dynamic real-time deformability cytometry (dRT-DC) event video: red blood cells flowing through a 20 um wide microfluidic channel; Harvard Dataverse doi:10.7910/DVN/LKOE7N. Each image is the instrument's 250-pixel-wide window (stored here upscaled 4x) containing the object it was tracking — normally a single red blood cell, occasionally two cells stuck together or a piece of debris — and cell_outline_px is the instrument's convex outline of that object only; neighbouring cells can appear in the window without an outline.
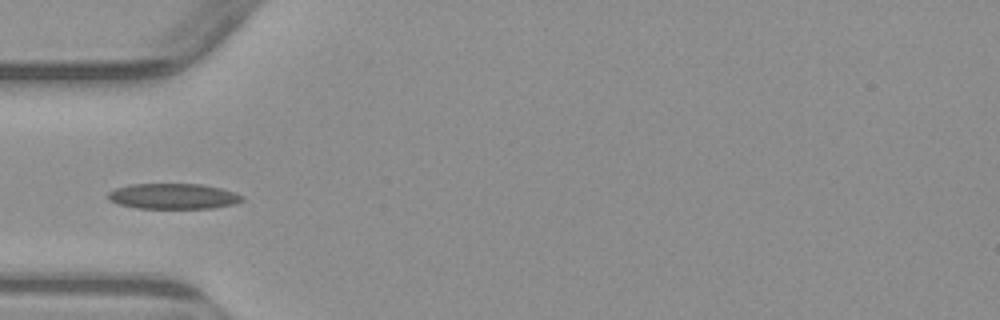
{"species": "common noctule bat (a hibernating species)", "species_latin": "Nyctalus noctula", "temperature_condition": "warm", "stored_images_in_passage": 5, "camera_frame_rate_fps": 3000, "um_per_image_px": 0.085, "animal": {"sex": "male", "body_mass_g": 23.1, "forearm_length_mm": 52.7}, "frame": {"image": 1, "passage_image": 5, "time_ms": 4.667, "image_size_px": [1000, 320], "cell_outline_px": [[244, 200], [232, 204], [212, 208], [136, 208], [120, 204], [108, 200], [108, 192], [116, 188], [132, 184], [200, 184], [220, 188], [244, 196]], "centroid_in_image_um": [14.71, 16.68], "position_along_channel_um": 70.3, "area_um2": 19.77}}